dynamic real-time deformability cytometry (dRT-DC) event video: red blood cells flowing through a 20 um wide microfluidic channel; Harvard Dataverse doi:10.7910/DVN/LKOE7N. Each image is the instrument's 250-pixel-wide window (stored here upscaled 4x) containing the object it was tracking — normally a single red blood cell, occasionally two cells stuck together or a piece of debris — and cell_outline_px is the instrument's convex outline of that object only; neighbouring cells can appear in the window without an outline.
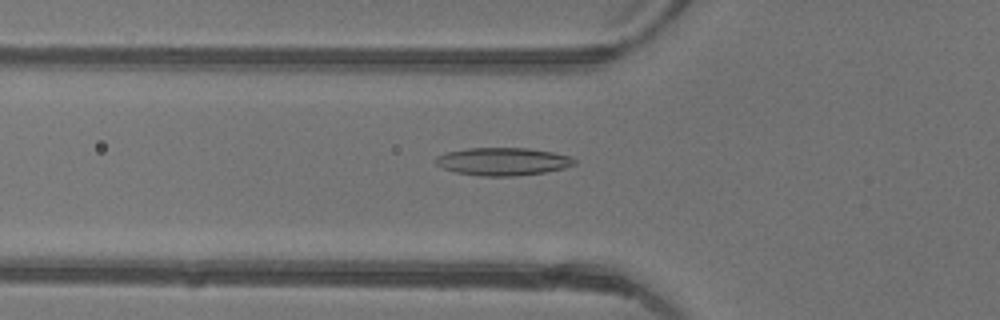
{"species": "common noctule bat (a hibernating species)", "species_latin": "Nyctalus noctula", "temperature_condition": "warm", "stored_images_in_passage": 37, "camera_frame_rate_fps": 3000, "um_per_image_px": 0.085, "animal": {"sex": "female"}, "frame": {"image": 1, "passage_image": 7, "time_ms": 2.0, "image_size_px": [1000, 320], "cell_outline_px": [[576, 164], [564, 168], [544, 172], [516, 176], [480, 176], [456, 172], [444, 168], [436, 164], [436, 156], [448, 152], [468, 148], [528, 148], [552, 152], [572, 156], [576, 160]], "centroid_in_image_um": [42.78, 13.73], "position_along_channel_um": 83.0, "area_um2": 22.43}}
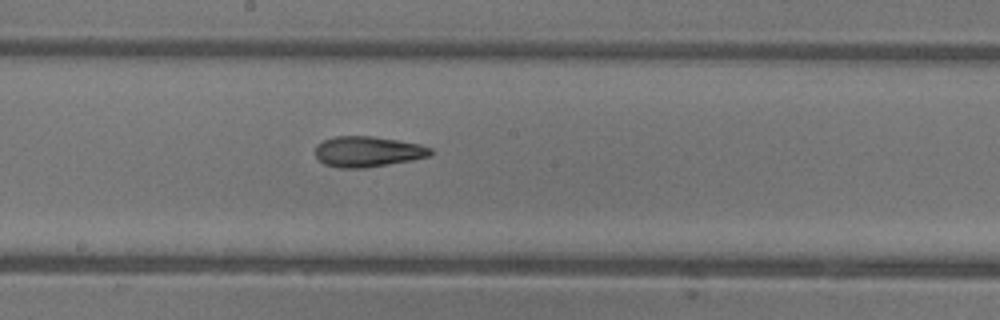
{"frame": {"image": 2, "passage_image": 16, "time_ms": 5.0, "image_size_px": [1000, 320], "cell_outline_px": [[436, 152], [432, 156], [412, 160], [364, 168], [340, 168], [324, 164], [316, 156], [316, 144], [324, 140], [336, 136], [372, 136], [420, 144], [432, 148]], "centroid_in_image_um": [31.3, 12.89], "position_along_channel_um": 216.9, "area_um2": 20.63}}
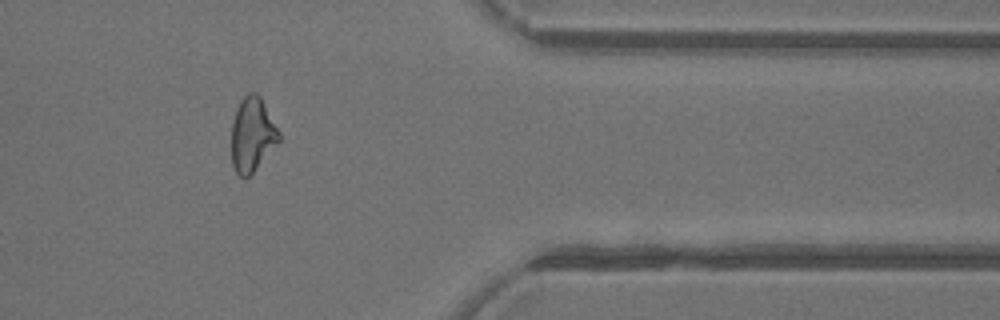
{"frame": {"image": 3, "passage_image": 29, "time_ms": 9.333, "image_size_px": [1000, 320], "cell_outline_px": [[280, 140], [252, 172], [244, 180], [236, 172], [232, 164], [232, 124], [236, 108], [240, 100], [248, 92], [256, 92], [260, 96], [280, 132]], "centroid_in_image_um": [21.43, 11.41], "position_along_channel_um": 390.0, "area_um2": 20.35}, "authors_computed_cell_mechanics": {"area_um2": 20.6346, "velocity_mm_per_s": 4.4259, "shape_relaxation_time_tau1_ms": 7.4789, "shape_relaxation_time_tau2_ms": 1.8018, "deformation_change_tau1": 0.2305, "deformation_change_tau2": 0.1127}}